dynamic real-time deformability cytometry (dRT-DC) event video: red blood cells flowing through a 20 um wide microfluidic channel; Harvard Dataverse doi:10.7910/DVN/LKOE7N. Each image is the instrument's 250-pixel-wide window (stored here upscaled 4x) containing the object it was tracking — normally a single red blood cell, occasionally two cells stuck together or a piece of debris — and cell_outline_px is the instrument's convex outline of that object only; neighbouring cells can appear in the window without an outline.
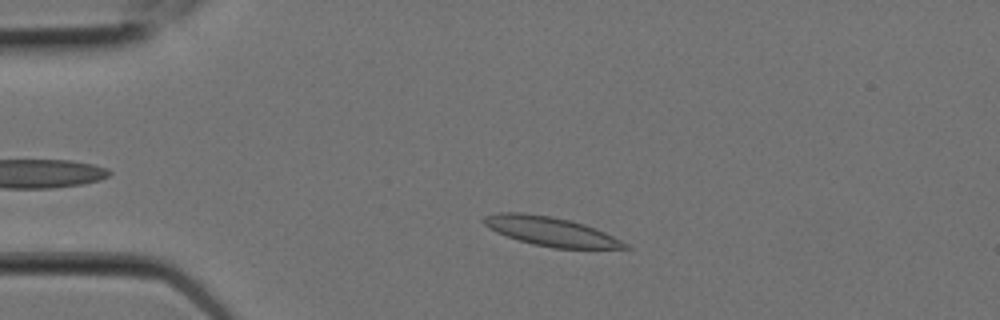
{"species": "Egyptian fruit bat (a non-hibernating species)", "species_latin": "Rousettus aegyptiacus", "temperature_condition": "room temperature", "stored_images_in_passage": 8, "camera_frame_rate_fps": 3000, "um_per_image_px": 0.085, "animal": {"sex": "female"}, "frame": {"image": 1, "passage_image": 2, "time_ms": 0.333, "image_size_px": [1000, 320], "cell_outline_px": [[632, 248], [556, 248], [532, 244], [496, 232], [488, 228], [480, 220], [484, 216], [500, 212], [520, 212], [552, 216], [572, 220], [596, 228], [628, 244]], "centroid_in_image_um": [46.78, 19.65], "position_along_channel_um": 38.2, "area_um2": 23.81}}
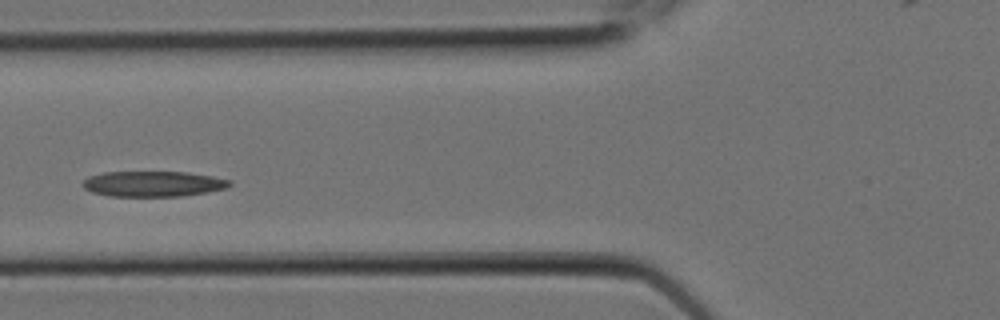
{"frame": {"image": 2, "passage_image": 5, "time_ms": 1.333, "image_size_px": [1000, 320], "cell_outline_px": [[232, 184], [224, 188], [208, 192], [180, 196], [108, 196], [92, 192], [84, 188], [80, 184], [88, 176], [104, 172], [188, 172], [212, 176], [232, 180]], "centroid_in_image_um": [12.99, 15.62], "position_along_channel_um": 112.8, "area_um2": 21.91}}
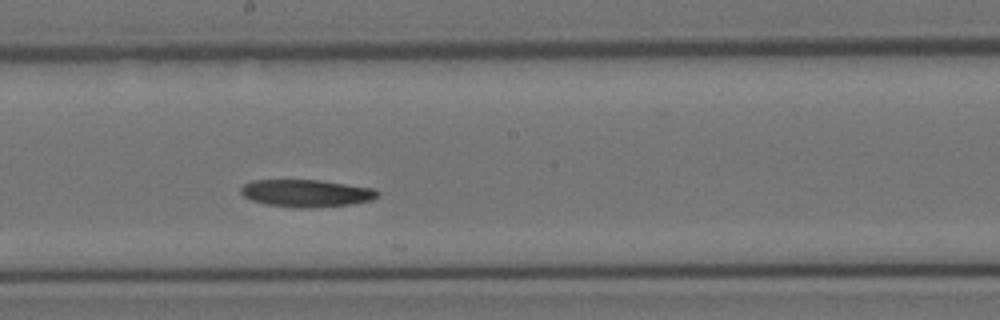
{"frame": {"image": 3, "passage_image": 8, "time_ms": 2.333, "image_size_px": [1000, 320], "cell_outline_px": [[380, 192], [372, 200], [352, 204], [312, 208], [296, 208], [268, 204], [252, 200], [244, 196], [240, 192], [240, 188], [244, 184], [252, 180], [320, 180], [376, 188]], "centroid_in_image_um": [26.06, 16.42], "position_along_channel_um": 222.1, "area_um2": 21.91}}